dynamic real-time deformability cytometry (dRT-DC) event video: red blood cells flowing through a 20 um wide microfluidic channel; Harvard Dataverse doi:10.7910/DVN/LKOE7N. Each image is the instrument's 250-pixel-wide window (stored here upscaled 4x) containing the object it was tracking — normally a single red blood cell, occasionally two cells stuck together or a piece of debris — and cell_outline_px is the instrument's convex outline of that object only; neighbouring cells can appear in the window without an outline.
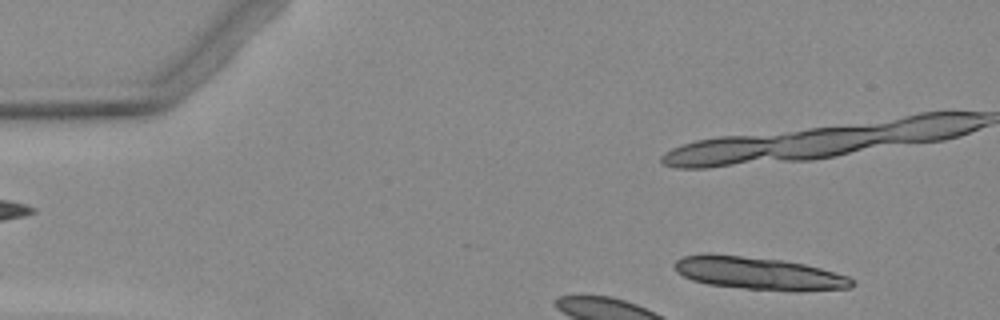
{"species": "Egyptian fruit bat (a non-hibernating species)", "species_latin": "Rousettus aegyptiacus", "temperature_condition": "warm", "stored_images_in_passage": 5, "camera_frame_rate_fps": 3000, "um_per_image_px": 0.085, "animal": {"sex": "female"}, "frame": {"image": 1, "passage_image": 1, "time_ms": 0.0, "image_size_px": [1000, 320], "cell_outline_px": [[856, 284], [848, 288], [800, 292], [792, 292], [744, 288], [708, 284], [692, 280], [676, 272], [672, 264], [676, 260], [684, 256], [704, 252], [708, 252], [784, 260], [804, 264], [820, 268], [848, 276], [856, 280]], "centroid_in_image_um": [64.5, 23.23], "position_along_channel_um": 20.5, "area_um2": 34.45}}